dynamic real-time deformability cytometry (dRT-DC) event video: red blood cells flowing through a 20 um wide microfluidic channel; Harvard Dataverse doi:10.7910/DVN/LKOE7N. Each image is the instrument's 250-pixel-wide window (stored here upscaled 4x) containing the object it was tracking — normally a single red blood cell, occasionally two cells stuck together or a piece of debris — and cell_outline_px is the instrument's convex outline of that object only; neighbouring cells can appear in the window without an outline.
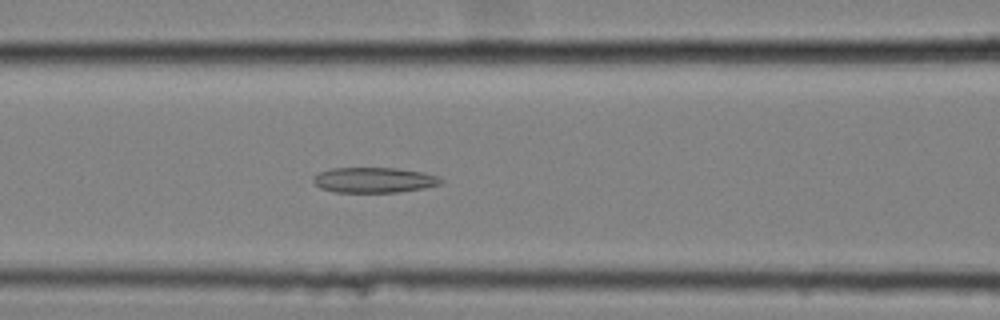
{"species": "common noctule bat (a hibernating species)", "species_latin": "Nyctalus noctula", "temperature_condition": "cold", "stored_images_in_passage": 57, "camera_frame_rate_fps": 3000, "um_per_image_px": 0.085, "animal": {"sex": "female", "body_mass_g": 25.1}, "frame": {"image": 1, "passage_image": 25, "time_ms": 8.0, "image_size_px": [1000, 320], "cell_outline_px": [[444, 180], [440, 184], [424, 188], [396, 192], [336, 192], [320, 188], [312, 180], [312, 176], [320, 172], [332, 168], [396, 168], [424, 172], [436, 176]], "centroid_in_image_um": [31.78, 15.3], "position_along_channel_um": 134.8, "area_um2": 18.79}}
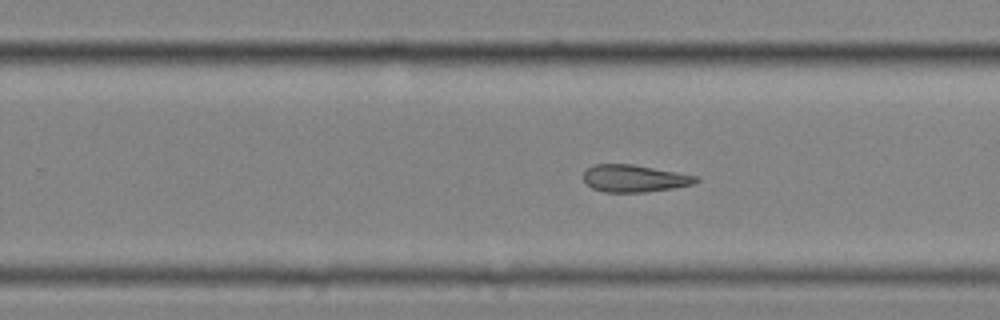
{"frame": {"image": 2, "passage_image": 37, "time_ms": 12.0, "image_size_px": [1000, 320], "cell_outline_px": [[700, 180], [692, 184], [672, 188], [644, 192], [604, 192], [592, 188], [584, 180], [584, 172], [592, 164], [632, 164], [700, 176]], "centroid_in_image_um": [53.93, 15.16], "position_along_channel_um": 275.9, "area_um2": 17.8}}
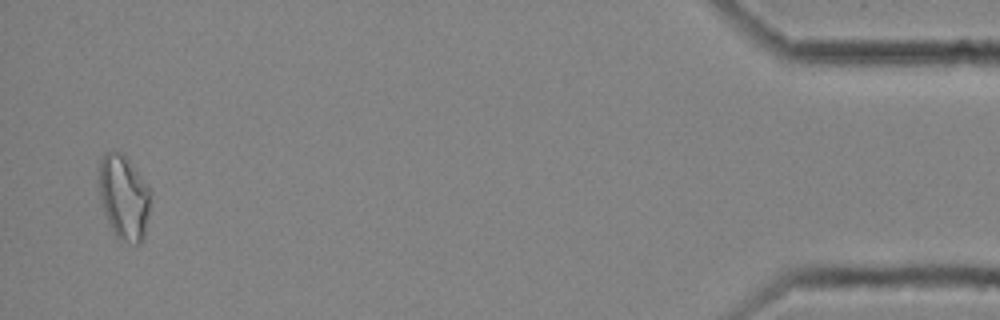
{"frame": {"image": 3, "passage_image": 56, "time_ms": 18.333, "image_size_px": [1000, 320], "cell_outline_px": [[152, 192], [144, 236], [140, 244], [136, 244], [120, 240], [112, 232], [104, 212], [100, 200], [100, 160], [104, 152], [112, 148], [124, 152], [152, 188]], "centroid_in_image_um": [10.55, 16.7], "position_along_channel_um": 424.6, "area_um2": 26.18}, "authors_computed_cell_mechanics": {"area_um2": 20.9814, "velocity_mm_per_s": 3.534, "shape_relaxation_time_tau1_ms": null, "shape_relaxation_time_tau2_ms": 5.744, "deformation_change_tau1": null, "deformation_change_tau2": 0.1785}}